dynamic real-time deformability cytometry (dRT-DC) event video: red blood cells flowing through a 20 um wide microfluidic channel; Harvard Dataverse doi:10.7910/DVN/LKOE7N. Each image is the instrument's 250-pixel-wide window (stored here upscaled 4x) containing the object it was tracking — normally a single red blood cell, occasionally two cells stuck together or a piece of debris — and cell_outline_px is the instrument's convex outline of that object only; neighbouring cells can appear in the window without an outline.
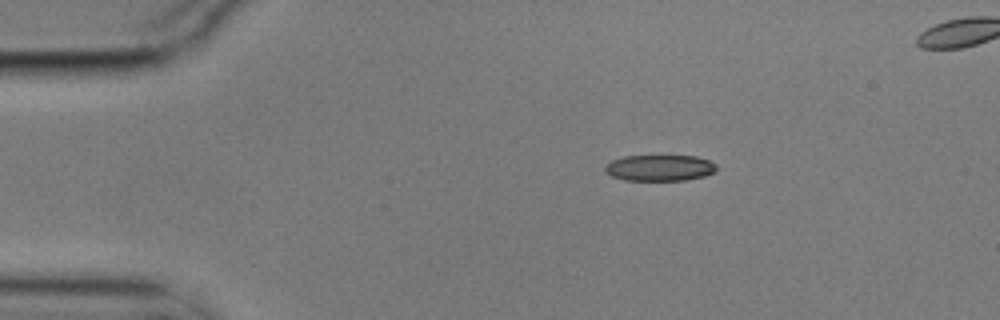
{"species": "common noctule bat (a hibernating species)", "species_latin": "Nyctalus noctula", "temperature_condition": "cold", "stored_images_in_passage": 4, "camera_frame_rate_fps": 3000, "um_per_image_px": 0.085, "animal": {"sex": "male", "body_mass_g": 17.9}, "frame": {"image": 1, "passage_image": 1, "time_ms": 0.0, "image_size_px": [1000, 320], "cell_outline_px": [[716, 172], [704, 176], [684, 180], [624, 180], [612, 176], [604, 172], [604, 168], [612, 160], [624, 156], [696, 156], [708, 160], [716, 164]], "centroid_in_image_um": [56.07, 14.27], "position_along_channel_um": 28.9, "area_um2": 16.94}}
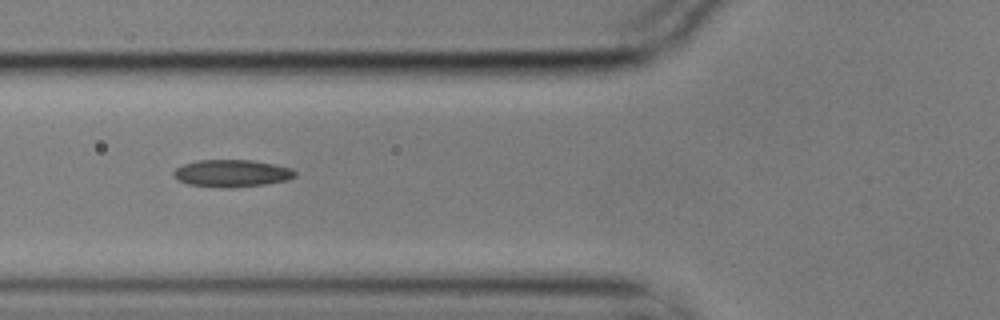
{"frame": {"image": 2, "passage_image": 4, "time_ms": 1.0, "image_size_px": [1000, 320], "cell_outline_px": [[296, 176], [288, 180], [264, 184], [228, 188], [224, 188], [188, 184], [172, 176], [172, 172], [176, 168], [184, 164], [196, 160], [252, 160], [292, 168], [296, 172]], "centroid_in_image_um": [19.7, 14.73], "position_along_channel_um": 106.1, "area_um2": 19.25}}